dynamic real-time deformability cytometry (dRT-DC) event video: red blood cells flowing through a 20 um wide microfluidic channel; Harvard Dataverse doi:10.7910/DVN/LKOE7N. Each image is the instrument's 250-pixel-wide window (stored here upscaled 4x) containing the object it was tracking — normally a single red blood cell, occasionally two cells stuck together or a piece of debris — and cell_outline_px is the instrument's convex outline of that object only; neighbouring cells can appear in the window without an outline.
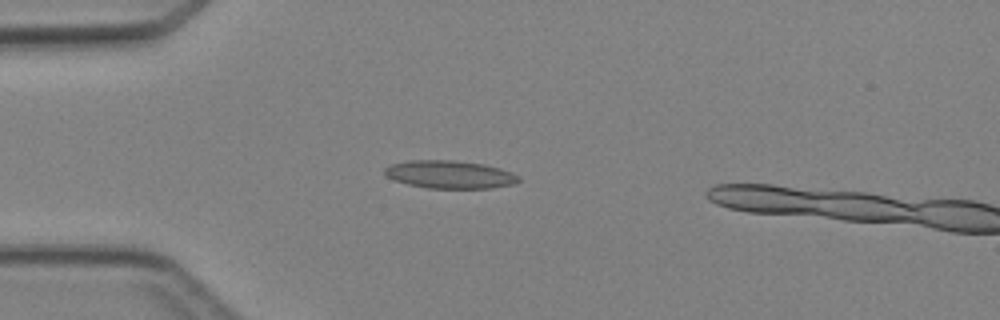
{"species": "Egyptian fruit bat (a non-hibernating species)", "species_latin": "Rousettus aegyptiacus", "temperature_condition": "cold", "stored_images_in_passage": 2, "camera_frame_rate_fps": 3000, "um_per_image_px": 0.085, "animal": {"sex": "female"}, "frame": {"image": 1, "passage_image": 1, "time_ms": 0.0, "image_size_px": [1000, 320], "cell_outline_px": [[520, 180], [516, 184], [492, 188], [428, 188], [408, 184], [396, 180], [388, 176], [384, 172], [384, 168], [392, 164], [412, 160], [452, 160], [484, 164], [500, 168], [512, 172], [520, 176]], "centroid_in_image_um": [38.3, 14.83], "position_along_channel_um": 46.7, "area_um2": 21.73}}